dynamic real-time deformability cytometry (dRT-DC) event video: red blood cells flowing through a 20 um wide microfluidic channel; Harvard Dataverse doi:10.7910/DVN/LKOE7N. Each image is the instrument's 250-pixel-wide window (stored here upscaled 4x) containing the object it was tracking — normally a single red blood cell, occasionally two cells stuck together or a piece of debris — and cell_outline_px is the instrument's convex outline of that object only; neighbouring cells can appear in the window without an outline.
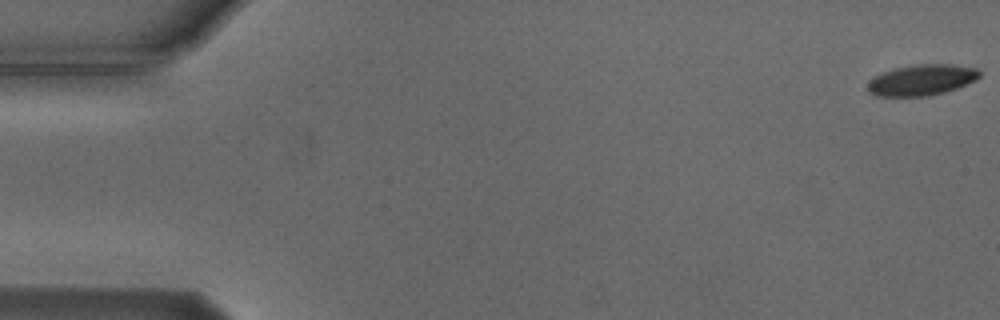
{"species": "Egyptian fruit bat (a non-hibernating species)", "species_latin": "Rousettus aegyptiacus", "temperature_condition": "cold", "stored_images_in_passage": 55, "camera_frame_rate_fps": 3000, "um_per_image_px": 0.085, "animal": {"sex": "male"}, "frame": {"image": 1, "passage_image": 1, "time_ms": 0.0, "image_size_px": [1000, 320], "cell_outline_px": [[980, 76], [976, 80], [956, 88], [944, 92], [928, 96], [876, 96], [868, 92], [868, 84], [872, 76], [892, 68], [908, 64], [952, 64], [976, 68], [980, 72]], "centroid_in_image_um": [78.3, 6.78], "position_along_channel_um": 6.7, "area_um2": 20.4}}
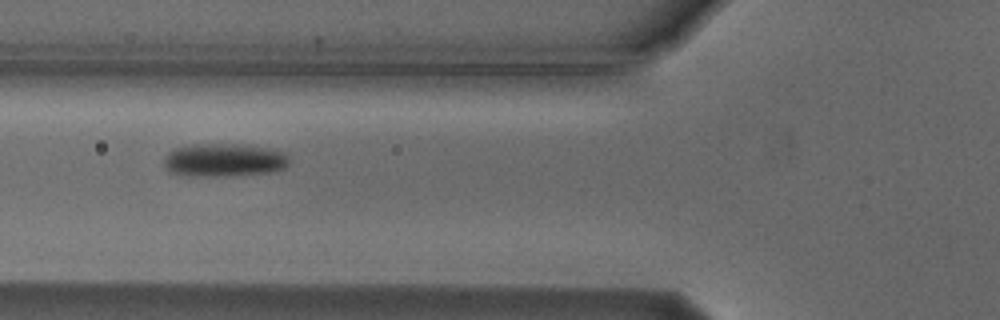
{"frame": {"image": 2, "passage_image": 21, "time_ms": 6.667, "image_size_px": [1000, 320], "cell_outline_px": [[288, 164], [284, 168], [272, 172], [236, 176], [188, 176], [168, 172], [164, 164], [164, 160], [168, 152], [176, 148], [192, 144], [232, 144], [268, 148], [284, 152], [288, 156]], "centroid_in_image_um": [19.03, 13.62], "position_along_channel_um": 106.8, "area_um2": 24.39}}
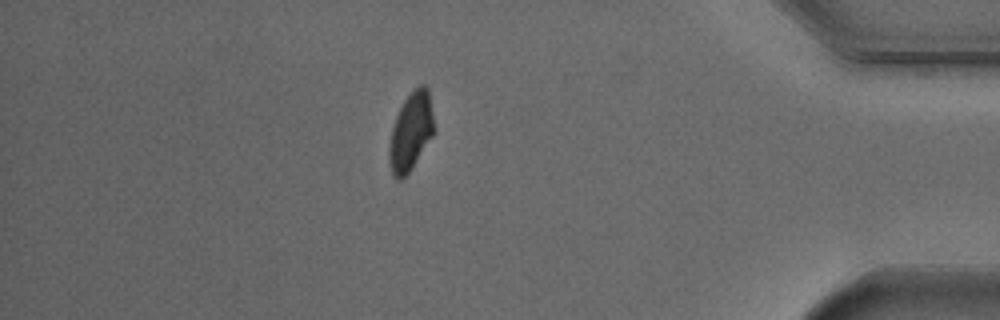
{"frame": {"image": 3, "passage_image": 48, "time_ms": 15.667, "image_size_px": [1000, 320], "cell_outline_px": [[432, 136], [412, 168], [400, 180], [396, 180], [392, 176], [388, 160], [388, 144], [392, 128], [396, 116], [404, 100], [420, 84], [424, 84], [428, 88], [432, 112]], "centroid_in_image_um": [34.87, 11.23], "position_along_channel_um": 400.3, "area_um2": 20.11}, "authors_computed_cell_mechanics": {"area_um2": 21.8484, "velocity_mm_per_s": 3.7288, "shape_relaxation_time_tau1_ms": 2.7012, "shape_relaxation_time_tau2_ms": 6.963, "deformation_change_tau1": 0.1173, "deformation_change_tau2": 0.094}}